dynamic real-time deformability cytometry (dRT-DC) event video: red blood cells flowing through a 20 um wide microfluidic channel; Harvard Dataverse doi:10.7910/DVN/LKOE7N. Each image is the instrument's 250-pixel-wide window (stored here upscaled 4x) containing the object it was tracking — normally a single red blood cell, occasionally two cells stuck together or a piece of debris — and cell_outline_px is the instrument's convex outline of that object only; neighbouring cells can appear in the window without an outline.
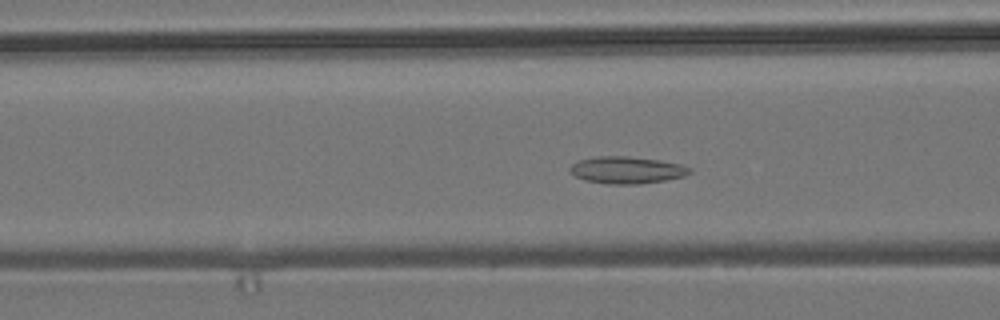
{"species": "common noctule bat (a hibernating species)", "species_latin": "Nyctalus noctula", "temperature_condition": "room temperature", "stored_images_in_passage": 48, "camera_frame_rate_fps": 3000, "um_per_image_px": 0.085, "animal": {"sex": "male", "body_mass_g": 19.2, "forearm_length_mm": 51.8}, "frame": {"image": 1, "passage_image": 14, "time_ms": 4.333, "image_size_px": [1000, 320], "cell_outline_px": [[692, 172], [684, 176], [664, 180], [640, 184], [608, 184], [584, 180], [576, 176], [568, 168], [576, 160], [596, 156], [628, 156], [660, 160], [680, 164], [692, 168]], "centroid_in_image_um": [53.27, 14.44], "position_along_channel_um": 113.3, "area_um2": 18.96}}
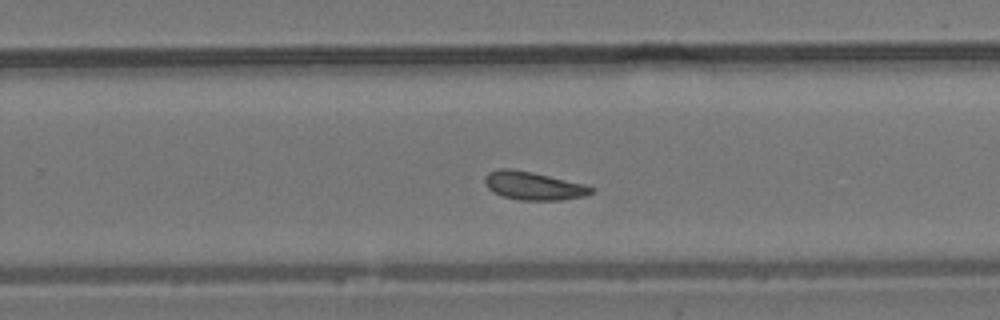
{"frame": {"image": 2, "passage_image": 28, "time_ms": 9.0, "image_size_px": [1000, 320], "cell_outline_px": [[596, 192], [588, 196], [564, 200], [520, 200], [504, 196], [492, 192], [484, 184], [484, 176], [488, 172], [500, 168], [512, 168], [532, 172], [584, 184], [596, 188]], "centroid_in_image_um": [45.37, 15.8], "position_along_channel_um": 284.4, "area_um2": 17.8}}
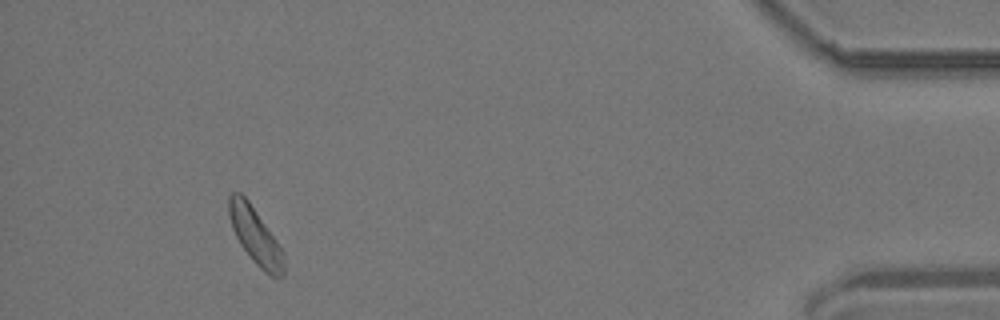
{"frame": {"image": 3, "passage_image": 44, "time_ms": 14.333, "image_size_px": [1000, 320], "cell_outline_px": [[284, 276], [272, 276], [264, 272], [252, 260], [240, 244], [232, 228], [228, 216], [228, 196], [232, 192], [240, 192], [248, 200], [276, 240], [284, 252]], "centroid_in_image_um": [21.68, 20.04], "position_along_channel_um": 413.5, "area_um2": 17.98}}